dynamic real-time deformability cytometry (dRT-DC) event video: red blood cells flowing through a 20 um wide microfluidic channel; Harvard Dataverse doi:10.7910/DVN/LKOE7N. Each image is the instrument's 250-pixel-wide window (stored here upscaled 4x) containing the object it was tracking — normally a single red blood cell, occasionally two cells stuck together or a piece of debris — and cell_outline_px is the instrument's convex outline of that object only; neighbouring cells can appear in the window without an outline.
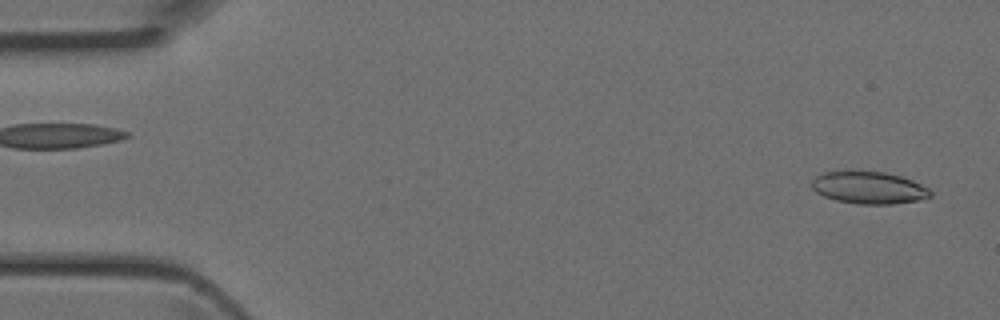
{"species": "Egyptian fruit bat (a non-hibernating species)", "species_latin": "Rousettus aegyptiacus", "temperature_condition": "room temperature", "stored_images_in_passage": 42, "camera_frame_rate_fps": 3000, "um_per_image_px": 0.085, "animal": {"sex": "female"}, "frame": {"image": 1, "passage_image": 1, "time_ms": 0.0, "image_size_px": [1000, 320], "cell_outline_px": [[932, 196], [920, 200], [892, 204], [856, 204], [836, 200], [824, 196], [816, 192], [812, 188], [812, 180], [816, 176], [824, 172], [844, 168], [856, 168], [884, 172], [900, 176], [912, 180], [928, 188], [932, 192]], "centroid_in_image_um": [73.81, 15.9], "position_along_channel_um": 11.2, "area_um2": 23.12}}
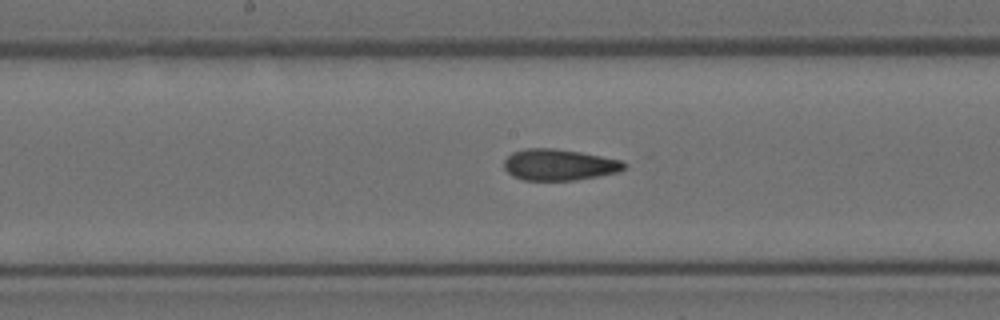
{"frame": {"image": 2, "passage_image": 21, "time_ms": 6.667, "image_size_px": [1000, 320], "cell_outline_px": [[628, 164], [620, 172], [600, 176], [576, 180], [524, 180], [512, 176], [504, 168], [504, 160], [512, 152], [524, 148], [556, 148], [580, 152], [620, 160]], "centroid_in_image_um": [47.52, 14.0], "position_along_channel_um": 200.7, "area_um2": 22.02}}
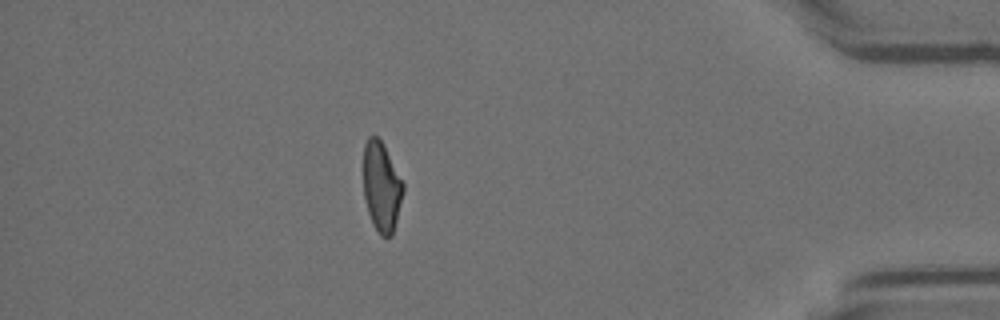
{"frame": {"image": 3, "passage_image": 37, "time_ms": 12.0, "image_size_px": [1000, 320], "cell_outline_px": [[404, 192], [392, 236], [380, 236], [372, 224], [368, 212], [364, 196], [364, 144], [368, 136], [376, 136], [380, 140], [404, 184]], "centroid_in_image_um": [32.42, 15.92], "position_along_channel_um": 402.8, "area_um2": 20.52}}